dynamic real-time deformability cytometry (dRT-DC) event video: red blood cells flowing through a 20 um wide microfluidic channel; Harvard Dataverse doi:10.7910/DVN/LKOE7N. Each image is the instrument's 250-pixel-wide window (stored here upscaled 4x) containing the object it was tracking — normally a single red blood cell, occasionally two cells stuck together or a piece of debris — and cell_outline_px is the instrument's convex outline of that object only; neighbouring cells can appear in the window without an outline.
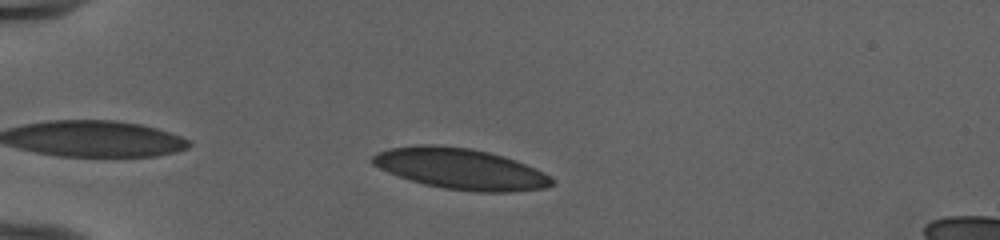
{"species": "human", "species_latin": "Homo sapiens", "temperature_condition": "cold", "stored_images_in_passage": 41, "camera_frame_rate_fps": 3000, "um_per_image_px": 0.085, "donor": {"sex": "female"}, "frame": {"image": 1, "passage_image": 4, "time_ms": 1.0, "image_size_px": [1000, 240], "cell_outline_px": [[556, 184], [544, 188], [508, 192], [476, 192], [444, 188], [424, 184], [388, 172], [372, 164], [368, 160], [376, 152], [388, 148], [416, 144], [436, 144], [472, 148], [504, 156], [516, 160], [536, 168], [552, 176], [556, 180]], "centroid_in_image_um": [39.16, 14.33], "position_along_channel_um": 45.8, "area_um2": 43.23}}
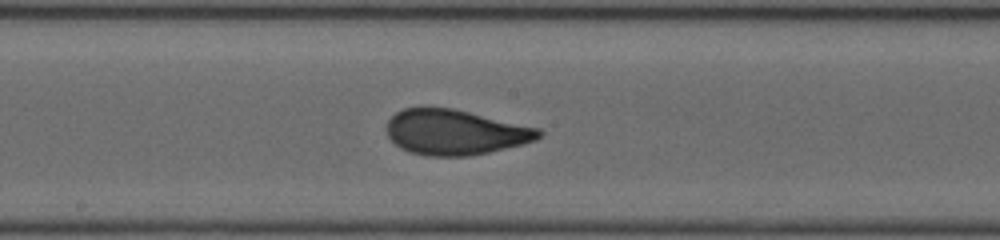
{"frame": {"image": 2, "passage_image": 19, "time_ms": 6.0, "image_size_px": [1000, 240], "cell_outline_px": [[544, 132], [536, 140], [488, 152], [468, 156], [428, 156], [408, 152], [400, 148], [388, 136], [388, 120], [396, 112], [404, 108], [420, 104], [424, 104], [452, 108], [540, 128]], "centroid_in_image_um": [38.64, 11.2], "position_along_channel_um": 209.6, "area_um2": 40.52}}
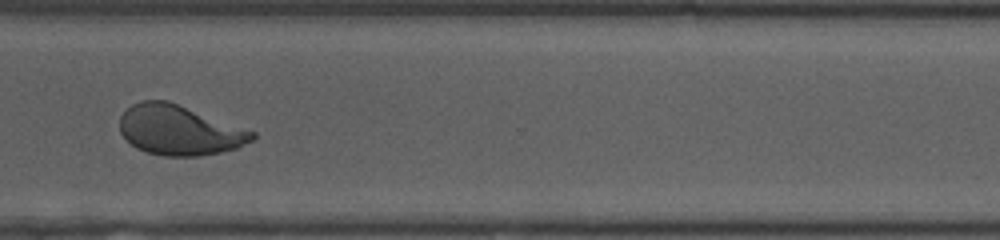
{"frame": {"image": 3, "passage_image": 30, "time_ms": 9.667, "image_size_px": [1000, 240], "cell_outline_px": [[256, 136], [252, 140], [236, 148], [220, 152], [200, 156], [164, 156], [148, 152], [136, 148], [120, 132], [120, 116], [132, 104], [140, 100], [168, 100], [256, 132]], "centroid_in_image_um": [15.24, 11.05], "position_along_channel_um": 355.4, "area_um2": 38.38}, "authors_computed_cell_mechanics": {"area_um2": 40.8068, "velocity_mm_per_s": 3.9764, "shape_relaxation_time_tau1_ms": 5.2401, "shape_relaxation_time_tau2_ms": null, "deformation_change_tau1": 0.2006, "deformation_change_tau2": null}}